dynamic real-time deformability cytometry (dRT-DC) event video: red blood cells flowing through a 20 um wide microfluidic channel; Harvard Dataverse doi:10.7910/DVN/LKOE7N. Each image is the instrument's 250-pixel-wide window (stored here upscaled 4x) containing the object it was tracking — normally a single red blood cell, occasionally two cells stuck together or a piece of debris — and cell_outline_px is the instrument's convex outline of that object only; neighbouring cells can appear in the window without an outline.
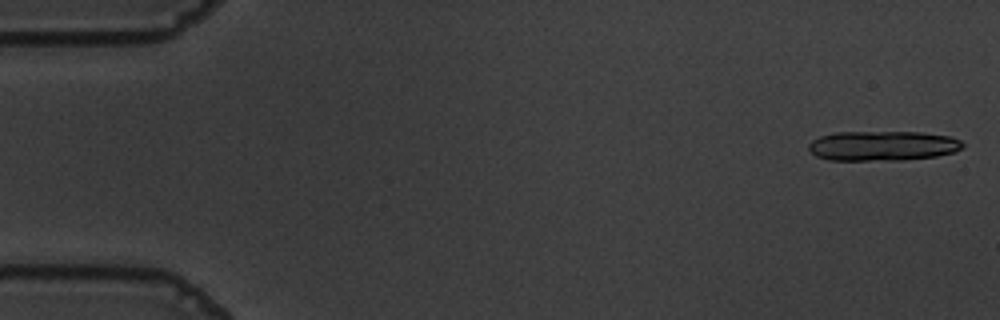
{"species": "common noctule bat (a hibernating species)", "species_latin": "Nyctalus noctula", "temperature_condition": "warm", "stored_images_in_passage": 13, "camera_frame_rate_fps": 3000, "um_per_image_px": 0.085, "animal": {"sex": "male", "body_mass_g": 19.5, "forearm_length_mm": 54.6}, "frame": {"image": 1, "passage_image": 1, "time_ms": 0.0, "image_size_px": [1000, 320], "cell_outline_px": [[964, 148], [956, 152], [936, 156], [904, 160], [828, 160], [816, 156], [808, 148], [808, 144], [812, 140], [820, 136], [836, 132], [920, 132], [948, 136], [960, 140], [964, 144]], "centroid_in_image_um": [75.04, 12.4], "position_along_channel_um": 10.0, "area_um2": 26.93}}